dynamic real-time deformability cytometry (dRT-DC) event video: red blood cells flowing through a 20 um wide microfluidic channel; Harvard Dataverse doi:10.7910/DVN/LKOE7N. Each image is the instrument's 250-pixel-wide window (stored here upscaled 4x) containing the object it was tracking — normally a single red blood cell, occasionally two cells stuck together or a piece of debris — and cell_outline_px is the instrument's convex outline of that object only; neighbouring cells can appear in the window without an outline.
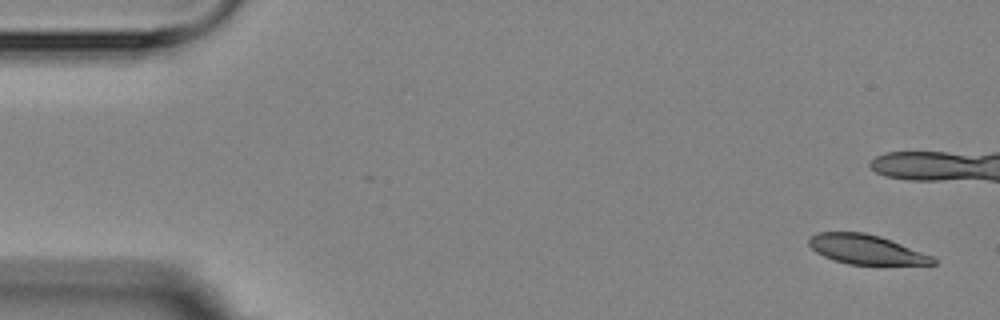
{"species": "Egyptian fruit bat (a non-hibernating species)", "species_latin": "Rousettus aegyptiacus", "temperature_condition": "room temperature", "stored_images_in_passage": 8, "camera_frame_rate_fps": 3000, "um_per_image_px": 0.085, "animal": {"sex": "female"}, "frame": {"image": 1, "passage_image": 1, "time_ms": 0.0, "image_size_px": [1000, 320], "cell_outline_px": [[936, 264], [848, 264], [832, 260], [816, 252], [808, 244], [808, 236], [820, 232], [864, 232], [880, 236], [932, 256], [936, 260]], "centroid_in_image_um": [73.56, 21.19], "position_along_channel_um": 11.4, "area_um2": 21.1}}